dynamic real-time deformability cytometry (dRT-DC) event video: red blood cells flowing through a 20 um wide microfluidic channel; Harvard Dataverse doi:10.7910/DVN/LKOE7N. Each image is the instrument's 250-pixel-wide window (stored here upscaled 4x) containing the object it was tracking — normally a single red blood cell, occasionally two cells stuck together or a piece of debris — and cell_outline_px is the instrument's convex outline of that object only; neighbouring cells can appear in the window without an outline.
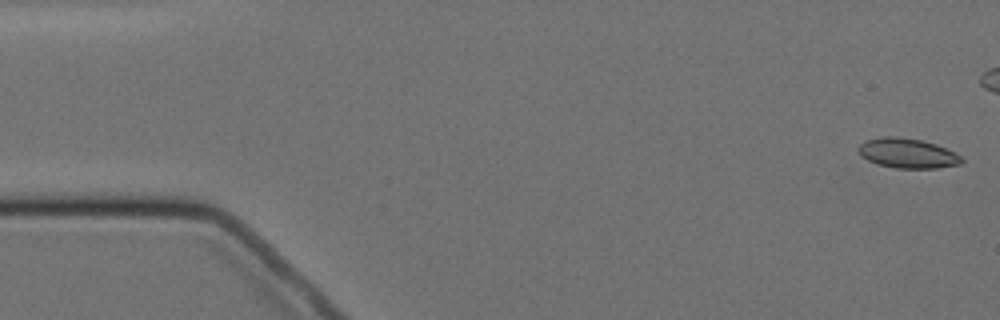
{"species": "Egyptian fruit bat (a non-hibernating species)", "species_latin": "Rousettus aegyptiacus", "temperature_condition": "cold", "stored_images_in_passage": 5, "camera_frame_rate_fps": 3000, "um_per_image_px": 0.085, "animal": {"sex": "female"}, "frame": {"image": 1, "passage_image": 1, "time_ms": 0.0, "image_size_px": [1000, 320], "cell_outline_px": [[964, 160], [960, 164], [936, 168], [896, 168], [880, 164], [868, 160], [860, 156], [856, 148], [864, 140], [884, 136], [896, 136], [924, 140], [936, 144], [956, 152]], "centroid_in_image_um": [77.12, 13.01], "position_along_channel_um": 7.9, "area_um2": 18.09}}